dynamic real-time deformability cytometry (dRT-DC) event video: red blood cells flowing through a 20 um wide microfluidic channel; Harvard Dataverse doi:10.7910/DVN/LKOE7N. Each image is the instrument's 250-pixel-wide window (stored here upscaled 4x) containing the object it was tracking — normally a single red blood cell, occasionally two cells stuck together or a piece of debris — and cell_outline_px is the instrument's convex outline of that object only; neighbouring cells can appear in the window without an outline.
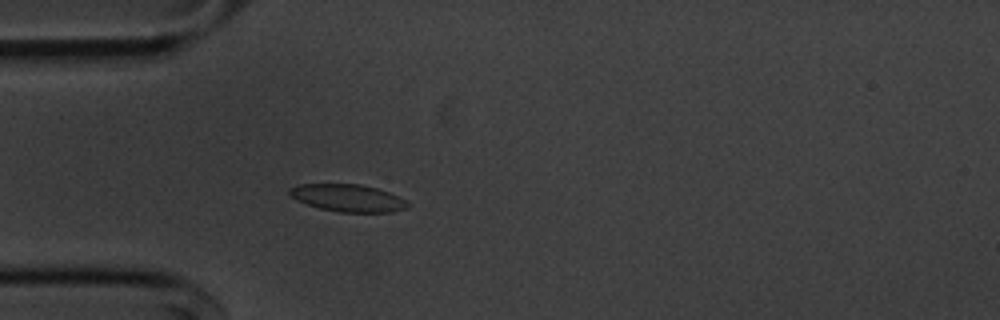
{"species": "common noctule bat (a hibernating species)", "species_latin": "Nyctalus noctula", "temperature_condition": "cold", "stored_images_in_passage": 40, "camera_frame_rate_fps": 3000, "um_per_image_px": 0.085, "animal": {"sex": "male", "body_mass_g": 20.1, "forearm_length_mm": 53.5}, "frame": {"image": 1, "passage_image": 1, "time_ms": 0.0, "image_size_px": [1000, 320], "cell_outline_px": [[412, 204], [408, 208], [392, 212], [340, 212], [320, 208], [296, 200], [288, 192], [288, 188], [296, 184], [360, 184], [376, 188], [388, 192]], "centroid_in_image_um": [29.56, 16.82], "position_along_channel_um": 55.4, "area_um2": 18.79}}
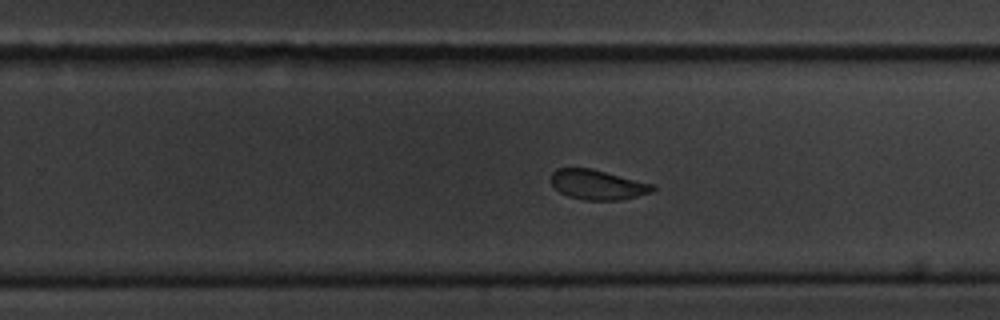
{"frame": {"image": 2, "passage_image": 20, "time_ms": 6.333, "image_size_px": [1000, 320], "cell_outline_px": [[656, 188], [652, 192], [620, 200], [584, 200], [568, 196], [560, 192], [552, 184], [552, 172], [556, 168], [592, 168], [656, 184]], "centroid_in_image_um": [50.84, 15.69], "position_along_channel_um": 279.0, "area_um2": 17.8}}
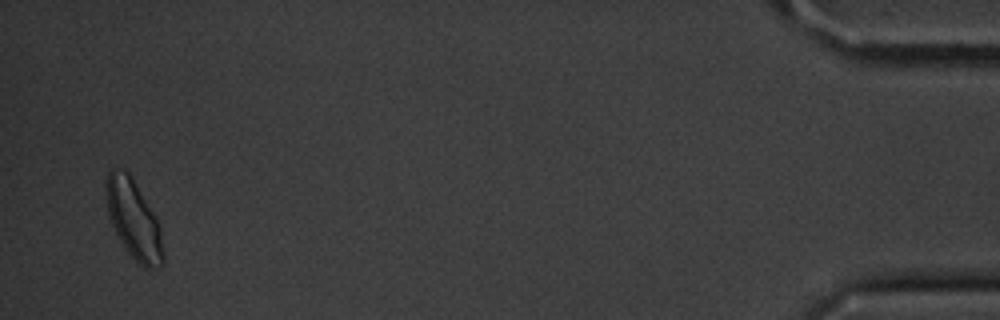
{"frame": {"image": 3, "passage_image": 39, "time_ms": 12.667, "image_size_px": [1000, 320], "cell_outline_px": [[164, 264], [160, 268], [144, 268], [124, 248], [108, 216], [104, 192], [104, 184], [108, 172], [112, 168], [120, 168], [128, 172], [132, 176], [156, 216], [160, 224], [164, 252]], "centroid_in_image_um": [11.36, 18.63], "position_along_channel_um": 423.8, "area_um2": 26.82}, "authors_computed_cell_mechanics": {"area_um2": 18.9295, "velocity_mm_per_s": 3.6053, "shape_relaxation_time_tau1_ms": null, "shape_relaxation_time_tau2_ms": 0.9176, "deformation_change_tau1": null, "deformation_change_tau2": 0.0448}}